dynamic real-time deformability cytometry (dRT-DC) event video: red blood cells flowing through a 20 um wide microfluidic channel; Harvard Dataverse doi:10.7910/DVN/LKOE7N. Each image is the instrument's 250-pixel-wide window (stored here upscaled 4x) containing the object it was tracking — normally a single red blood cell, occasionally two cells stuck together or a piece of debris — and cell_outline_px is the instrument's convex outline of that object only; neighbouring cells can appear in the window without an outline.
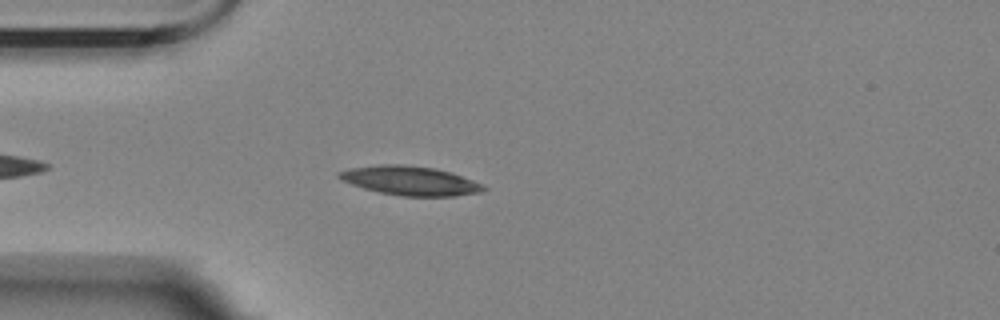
{"species": "Egyptian fruit bat (a non-hibernating species)", "species_latin": "Rousettus aegyptiacus", "temperature_condition": "room temperature", "stored_images_in_passage": 42, "camera_frame_rate_fps": 3000, "um_per_image_px": 0.085, "animal": {"sex": "female"}, "frame": {"image": 1, "passage_image": 3, "time_ms": 0.667, "image_size_px": [1000, 320], "cell_outline_px": [[488, 188], [480, 192], [456, 196], [404, 196], [380, 192], [364, 188], [352, 184], [336, 176], [336, 172], [348, 168], [380, 164], [404, 164], [436, 168], [452, 172], [472, 180]], "centroid_in_image_um": [34.85, 15.34], "position_along_channel_um": 50.2, "area_um2": 24.51}}
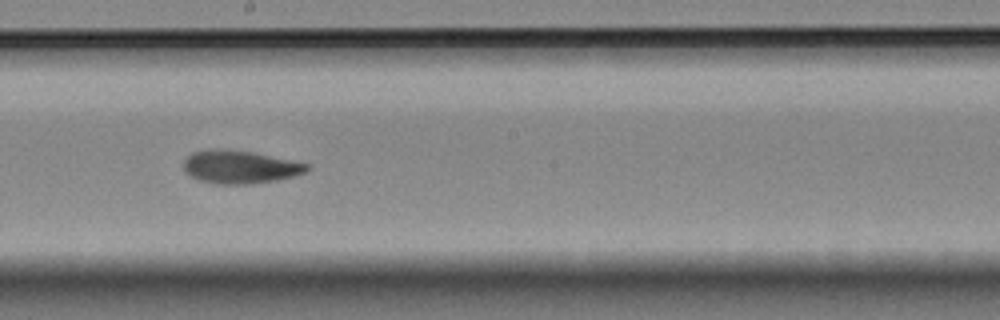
{"frame": {"image": 2, "passage_image": 19, "time_ms": 6.0, "image_size_px": [1000, 320], "cell_outline_px": [[312, 168], [304, 172], [292, 176], [276, 180], [248, 184], [216, 184], [200, 180], [192, 176], [184, 168], [184, 160], [192, 152], [216, 148], [252, 152], [312, 164]], "centroid_in_image_um": [20.43, 14.18], "position_along_channel_um": 227.8, "area_um2": 23.58}}
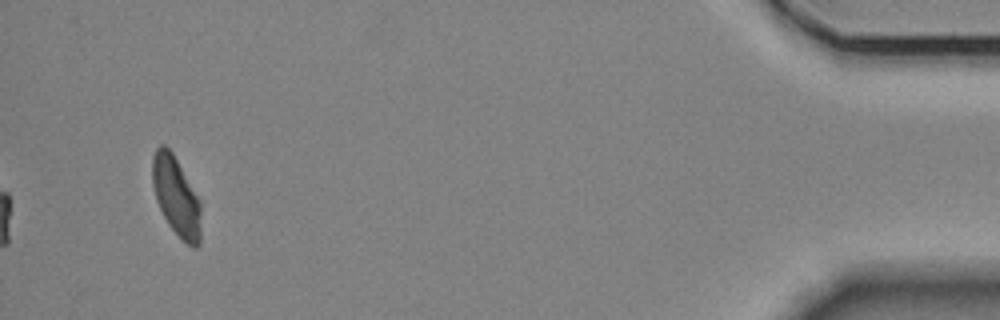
{"frame": {"image": 3, "passage_image": 42, "time_ms": 13.667, "image_size_px": [1000, 320], "cell_outline_px": [[200, 244], [196, 248], [192, 248], [168, 224], [156, 200], [152, 184], [152, 156], [156, 148], [160, 144], [164, 144], [172, 152], [200, 200]], "centroid_in_image_um": [14.96, 16.67], "position_along_channel_um": 420.2, "area_um2": 22.2}, "authors_computed_cell_mechanics": {"area_um2": 23.2934, "velocity_mm_per_s": 3.4941, "shape_relaxation_time_tau1_ms": 4.6442, "shape_relaxation_time_tau2_ms": 3.624, "deformation_change_tau1": 0.1318, "deformation_change_tau2": 0.1083}}